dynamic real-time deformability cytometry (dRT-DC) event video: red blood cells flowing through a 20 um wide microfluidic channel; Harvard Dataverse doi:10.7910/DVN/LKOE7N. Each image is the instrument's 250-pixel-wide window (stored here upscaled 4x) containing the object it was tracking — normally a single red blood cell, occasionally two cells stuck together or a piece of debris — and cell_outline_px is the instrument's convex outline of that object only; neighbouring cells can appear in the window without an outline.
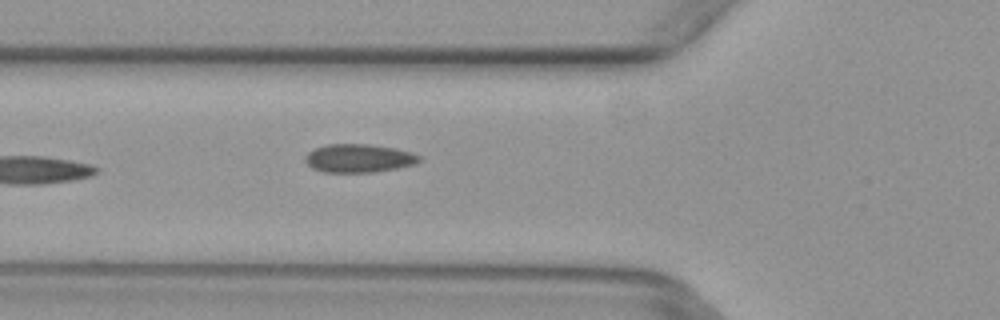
{"species": "common noctule bat (a hibernating species)", "species_latin": "Nyctalus noctula", "temperature_condition": "warm", "stored_images_in_passage": 4, "camera_frame_rate_fps": 3000, "um_per_image_px": 0.085, "animal": {"sex": "female", "body_mass_g": 29.2, "forearm_length_mm": 56.3}, "frame": {"image": 1, "passage_image": 4, "time_ms": 1.0, "image_size_px": [1000, 320], "cell_outline_px": [[420, 160], [416, 164], [376, 172], [324, 172], [312, 168], [304, 160], [304, 156], [308, 152], [316, 148], [328, 144], [368, 144], [396, 148], [412, 152], [420, 156]], "centroid_in_image_um": [30.5, 13.45], "position_along_channel_um": 95.3, "area_um2": 18.9}}